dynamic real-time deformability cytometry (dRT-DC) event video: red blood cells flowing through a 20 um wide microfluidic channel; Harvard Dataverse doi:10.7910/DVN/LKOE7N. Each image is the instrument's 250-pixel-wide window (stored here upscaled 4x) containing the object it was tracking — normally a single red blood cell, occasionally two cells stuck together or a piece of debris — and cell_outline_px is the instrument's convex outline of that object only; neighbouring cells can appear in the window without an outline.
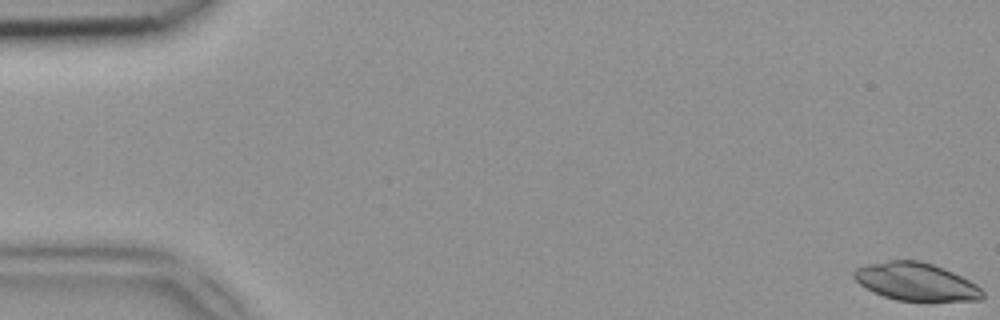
{"species": "common noctule bat (a hibernating species)", "species_latin": "Nyctalus noctula", "temperature_condition": "room temperature", "stored_images_in_passage": 49, "camera_frame_rate_fps": 3000, "um_per_image_px": 0.085, "animal": {"sex": "female", "body_mass_g": 18.4}, "frame": {"image": 1, "passage_image": 1, "time_ms": 0.0, "image_size_px": [1000, 320], "cell_outline_px": [[984, 296], [980, 300], [896, 300], [872, 292], [860, 284], [852, 276], [852, 272], [856, 268], [868, 264], [888, 260], [920, 260], [944, 268], [976, 284], [984, 292]], "centroid_in_image_um": [77.82, 23.93], "position_along_channel_um": 7.2, "area_um2": 28.09}}
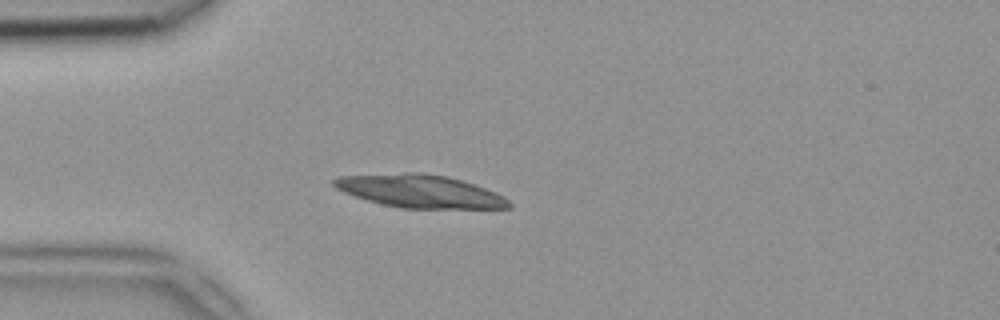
{"frame": {"image": 2, "passage_image": 14, "time_ms": 4.333, "image_size_px": [1000, 320], "cell_outline_px": [[512, 208], [400, 208], [368, 200], [344, 192], [336, 188], [332, 184], [332, 180], [340, 176], [408, 172], [416, 172], [448, 176], [484, 188], [508, 200], [512, 204]], "centroid_in_image_um": [35.65, 16.25], "position_along_channel_um": 49.3, "area_um2": 33.06}}
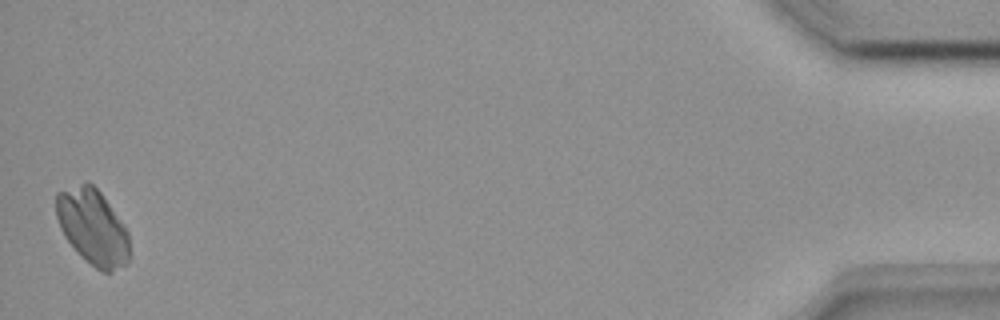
{"frame": {"image": 3, "passage_image": 49, "time_ms": 16.0, "image_size_px": [1000, 320], "cell_outline_px": [[128, 260], [124, 264], [112, 272], [104, 272], [96, 268], [80, 256], [64, 236], [60, 228], [56, 216], [56, 192], [88, 180], [100, 192], [128, 232]], "centroid_in_image_um": [7.83, 19.28], "position_along_channel_um": 427.4, "area_um2": 31.96}}